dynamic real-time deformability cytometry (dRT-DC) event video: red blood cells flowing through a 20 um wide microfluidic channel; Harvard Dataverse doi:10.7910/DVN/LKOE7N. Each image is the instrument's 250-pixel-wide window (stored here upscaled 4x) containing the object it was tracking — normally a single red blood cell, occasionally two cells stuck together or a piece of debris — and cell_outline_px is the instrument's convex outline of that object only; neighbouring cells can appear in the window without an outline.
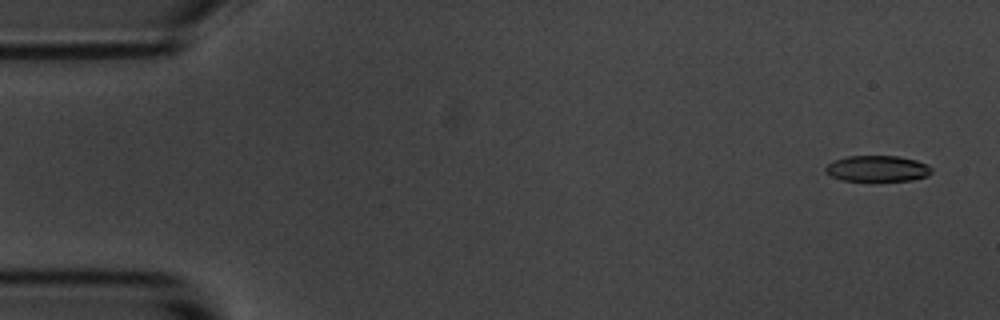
{"species": "common noctule bat (a hibernating species)", "species_latin": "Nyctalus noctula", "temperature_condition": "room temperature", "stored_images_in_passage": 5, "camera_frame_rate_fps": 3000, "um_per_image_px": 0.085, "animal": {"sex": "male", "body_mass_g": 20.1, "forearm_length_mm": 53.5}, "frame": {"image": 1, "passage_image": 1, "time_ms": 0.0, "image_size_px": [1000, 320], "cell_outline_px": [[932, 172], [928, 176], [912, 180], [840, 180], [832, 176], [824, 168], [832, 160], [848, 156], [896, 156], [916, 160], [928, 164], [932, 168]], "centroid_in_image_um": [74.6, 14.32], "position_along_channel_um": 10.4, "area_um2": 15.95}}
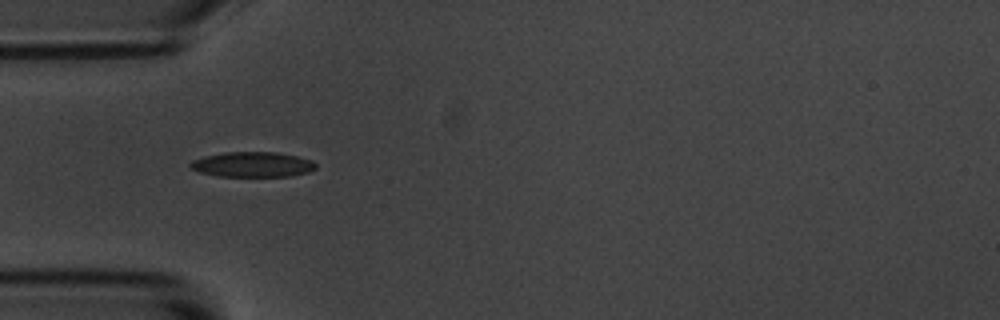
{"frame": {"image": 2, "passage_image": 5, "time_ms": 1.333, "image_size_px": [1000, 320], "cell_outline_px": [[316, 168], [308, 172], [292, 176], [216, 176], [196, 172], [188, 168], [188, 164], [192, 160], [204, 156], [224, 152], [276, 152], [296, 156], [312, 160], [316, 164]], "centroid_in_image_um": [21.4, 13.98], "position_along_channel_um": 63.6, "area_um2": 18.61}}